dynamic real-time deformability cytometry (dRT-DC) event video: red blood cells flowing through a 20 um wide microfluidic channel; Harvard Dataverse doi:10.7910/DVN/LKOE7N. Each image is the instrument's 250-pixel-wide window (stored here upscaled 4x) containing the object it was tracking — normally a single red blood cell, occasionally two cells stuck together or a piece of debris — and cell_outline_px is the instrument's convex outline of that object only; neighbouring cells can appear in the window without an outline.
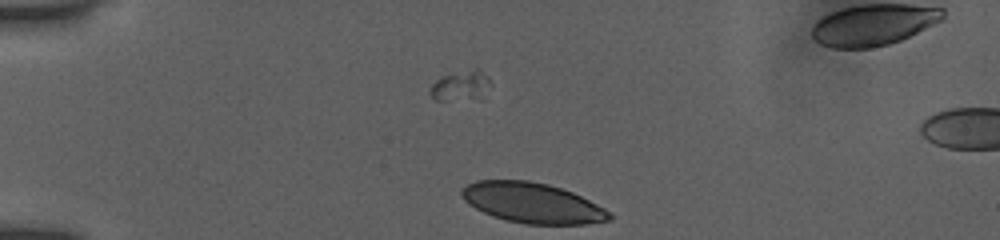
{"species": "human", "species_latin": "Homo sapiens", "temperature_condition": "room temperature", "stored_images_in_passage": 6, "camera_frame_rate_fps": 3000, "um_per_image_px": 0.085, "donor": {"sex": "female"}, "frame": {"image": 1, "passage_image": 6, "time_ms": 1.667, "image_size_px": [1000, 240], "cell_outline_px": [[612, 220], [584, 224], [524, 224], [504, 220], [492, 216], [476, 208], [464, 200], [460, 196], [460, 192], [468, 184], [476, 180], [528, 180], [548, 184], [572, 192], [612, 212]], "centroid_in_image_um": [45.25, 17.25], "position_along_channel_um": 39.8, "area_um2": 34.62}}